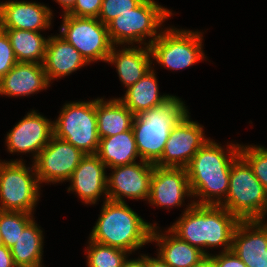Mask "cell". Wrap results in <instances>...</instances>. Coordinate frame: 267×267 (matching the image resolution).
Here are the masks:
<instances>
[{"label":"cell","mask_w":267,"mask_h":267,"mask_svg":"<svg viewBox=\"0 0 267 267\" xmlns=\"http://www.w3.org/2000/svg\"><path fill=\"white\" fill-rule=\"evenodd\" d=\"M240 144L229 143L226 149L210 139L193 156L186 167L189 186L197 205H219L229 190V176ZM226 151H225V150Z\"/></svg>","instance_id":"6da1fadb"},{"label":"cell","mask_w":267,"mask_h":267,"mask_svg":"<svg viewBox=\"0 0 267 267\" xmlns=\"http://www.w3.org/2000/svg\"><path fill=\"white\" fill-rule=\"evenodd\" d=\"M169 229L207 256V248L231 250L234 231L240 220L220 205H197L193 200ZM206 248V249H205Z\"/></svg>","instance_id":"7a4b0ae2"},{"label":"cell","mask_w":267,"mask_h":267,"mask_svg":"<svg viewBox=\"0 0 267 267\" xmlns=\"http://www.w3.org/2000/svg\"><path fill=\"white\" fill-rule=\"evenodd\" d=\"M89 240L132 254L147 243L157 223L144 221L126 202L104 200Z\"/></svg>","instance_id":"3957f363"},{"label":"cell","mask_w":267,"mask_h":267,"mask_svg":"<svg viewBox=\"0 0 267 267\" xmlns=\"http://www.w3.org/2000/svg\"><path fill=\"white\" fill-rule=\"evenodd\" d=\"M184 103L170 95L156 107L135 115L132 130L141 160L155 164L162 157L172 128L188 112Z\"/></svg>","instance_id":"277c9868"},{"label":"cell","mask_w":267,"mask_h":267,"mask_svg":"<svg viewBox=\"0 0 267 267\" xmlns=\"http://www.w3.org/2000/svg\"><path fill=\"white\" fill-rule=\"evenodd\" d=\"M173 14L154 0H143L134 9L118 15L107 24L109 39L116 47L134 46L135 43L149 46L163 31L160 30L162 24ZM145 38L149 41L146 42Z\"/></svg>","instance_id":"5b68a950"},{"label":"cell","mask_w":267,"mask_h":267,"mask_svg":"<svg viewBox=\"0 0 267 267\" xmlns=\"http://www.w3.org/2000/svg\"><path fill=\"white\" fill-rule=\"evenodd\" d=\"M229 190L219 204L240 221L263 220L267 215V193L252 167L239 155L229 176Z\"/></svg>","instance_id":"8992f818"},{"label":"cell","mask_w":267,"mask_h":267,"mask_svg":"<svg viewBox=\"0 0 267 267\" xmlns=\"http://www.w3.org/2000/svg\"><path fill=\"white\" fill-rule=\"evenodd\" d=\"M40 187L33 163L28 167L22 158L0 160V210L33 214Z\"/></svg>","instance_id":"52a82bcc"},{"label":"cell","mask_w":267,"mask_h":267,"mask_svg":"<svg viewBox=\"0 0 267 267\" xmlns=\"http://www.w3.org/2000/svg\"><path fill=\"white\" fill-rule=\"evenodd\" d=\"M54 136L67 141L85 155L96 154L100 138L97 130L96 99L68 102L53 121Z\"/></svg>","instance_id":"ba28073f"},{"label":"cell","mask_w":267,"mask_h":267,"mask_svg":"<svg viewBox=\"0 0 267 267\" xmlns=\"http://www.w3.org/2000/svg\"><path fill=\"white\" fill-rule=\"evenodd\" d=\"M164 29L149 45L152 59L160 66L176 71L206 59L202 32L175 27Z\"/></svg>","instance_id":"9c48e42d"},{"label":"cell","mask_w":267,"mask_h":267,"mask_svg":"<svg viewBox=\"0 0 267 267\" xmlns=\"http://www.w3.org/2000/svg\"><path fill=\"white\" fill-rule=\"evenodd\" d=\"M60 36L76 48L85 61L107 62L112 43L109 39L107 25L98 18L76 17L63 14Z\"/></svg>","instance_id":"30bf717a"},{"label":"cell","mask_w":267,"mask_h":267,"mask_svg":"<svg viewBox=\"0 0 267 267\" xmlns=\"http://www.w3.org/2000/svg\"><path fill=\"white\" fill-rule=\"evenodd\" d=\"M189 111L169 134L162 157L154 164L159 167L186 168L197 151L210 139L202 124L191 120Z\"/></svg>","instance_id":"8fae6325"},{"label":"cell","mask_w":267,"mask_h":267,"mask_svg":"<svg viewBox=\"0 0 267 267\" xmlns=\"http://www.w3.org/2000/svg\"><path fill=\"white\" fill-rule=\"evenodd\" d=\"M84 156L80 149L53 136L32 161L39 184L68 182Z\"/></svg>","instance_id":"7c38bea8"},{"label":"cell","mask_w":267,"mask_h":267,"mask_svg":"<svg viewBox=\"0 0 267 267\" xmlns=\"http://www.w3.org/2000/svg\"><path fill=\"white\" fill-rule=\"evenodd\" d=\"M110 169L112 173L107 176L108 200L126 202L125 197L148 200L154 164L139 160V162Z\"/></svg>","instance_id":"4fadbf2b"},{"label":"cell","mask_w":267,"mask_h":267,"mask_svg":"<svg viewBox=\"0 0 267 267\" xmlns=\"http://www.w3.org/2000/svg\"><path fill=\"white\" fill-rule=\"evenodd\" d=\"M53 136V121L32 109L9 130L5 145L11 154L32 153L34 161Z\"/></svg>","instance_id":"5bb4252c"},{"label":"cell","mask_w":267,"mask_h":267,"mask_svg":"<svg viewBox=\"0 0 267 267\" xmlns=\"http://www.w3.org/2000/svg\"><path fill=\"white\" fill-rule=\"evenodd\" d=\"M192 198L186 168L154 165L148 202L169 210L182 206L185 198Z\"/></svg>","instance_id":"9a60e30c"},{"label":"cell","mask_w":267,"mask_h":267,"mask_svg":"<svg viewBox=\"0 0 267 267\" xmlns=\"http://www.w3.org/2000/svg\"><path fill=\"white\" fill-rule=\"evenodd\" d=\"M106 168L96 154H86L69 180L68 192H75L87 205L97 204L101 195L108 200Z\"/></svg>","instance_id":"2e32d148"},{"label":"cell","mask_w":267,"mask_h":267,"mask_svg":"<svg viewBox=\"0 0 267 267\" xmlns=\"http://www.w3.org/2000/svg\"><path fill=\"white\" fill-rule=\"evenodd\" d=\"M231 250L246 267H267V226L262 220L240 221Z\"/></svg>","instance_id":"e0dca14e"},{"label":"cell","mask_w":267,"mask_h":267,"mask_svg":"<svg viewBox=\"0 0 267 267\" xmlns=\"http://www.w3.org/2000/svg\"><path fill=\"white\" fill-rule=\"evenodd\" d=\"M53 11L44 4L8 0L0 2L1 29H21L40 32L49 29Z\"/></svg>","instance_id":"ac0fdd59"},{"label":"cell","mask_w":267,"mask_h":267,"mask_svg":"<svg viewBox=\"0 0 267 267\" xmlns=\"http://www.w3.org/2000/svg\"><path fill=\"white\" fill-rule=\"evenodd\" d=\"M50 87L43 64L17 62L0 79V96L19 97L36 94Z\"/></svg>","instance_id":"d6986e66"},{"label":"cell","mask_w":267,"mask_h":267,"mask_svg":"<svg viewBox=\"0 0 267 267\" xmlns=\"http://www.w3.org/2000/svg\"><path fill=\"white\" fill-rule=\"evenodd\" d=\"M122 47L118 49L112 46L107 63L115 65L120 82L128 89L152 69L153 60L149 46Z\"/></svg>","instance_id":"ffe728a7"},{"label":"cell","mask_w":267,"mask_h":267,"mask_svg":"<svg viewBox=\"0 0 267 267\" xmlns=\"http://www.w3.org/2000/svg\"><path fill=\"white\" fill-rule=\"evenodd\" d=\"M158 228V229H157ZM156 225L152 229L151 243L159 246L158 255L169 267H194L208 256L199 248L180 239L169 228L162 232Z\"/></svg>","instance_id":"44dd1931"},{"label":"cell","mask_w":267,"mask_h":267,"mask_svg":"<svg viewBox=\"0 0 267 267\" xmlns=\"http://www.w3.org/2000/svg\"><path fill=\"white\" fill-rule=\"evenodd\" d=\"M50 36L42 63L50 83L53 79L68 76L88 64L80 52L63 37Z\"/></svg>","instance_id":"7402d4cb"},{"label":"cell","mask_w":267,"mask_h":267,"mask_svg":"<svg viewBox=\"0 0 267 267\" xmlns=\"http://www.w3.org/2000/svg\"><path fill=\"white\" fill-rule=\"evenodd\" d=\"M97 130L99 138L117 135L132 129L135 115L118 98L96 99Z\"/></svg>","instance_id":"603a6c76"},{"label":"cell","mask_w":267,"mask_h":267,"mask_svg":"<svg viewBox=\"0 0 267 267\" xmlns=\"http://www.w3.org/2000/svg\"><path fill=\"white\" fill-rule=\"evenodd\" d=\"M96 155L107 168L135 163L138 157L141 160L132 129L100 138Z\"/></svg>","instance_id":"cb8c5ba5"},{"label":"cell","mask_w":267,"mask_h":267,"mask_svg":"<svg viewBox=\"0 0 267 267\" xmlns=\"http://www.w3.org/2000/svg\"><path fill=\"white\" fill-rule=\"evenodd\" d=\"M155 73L152 66L151 70L126 90L124 97L118 98L134 115L156 107L170 96L169 94L160 95Z\"/></svg>","instance_id":"d4e9b609"},{"label":"cell","mask_w":267,"mask_h":267,"mask_svg":"<svg viewBox=\"0 0 267 267\" xmlns=\"http://www.w3.org/2000/svg\"><path fill=\"white\" fill-rule=\"evenodd\" d=\"M38 225L34 218L10 248L16 267H43L44 235Z\"/></svg>","instance_id":"484cf974"},{"label":"cell","mask_w":267,"mask_h":267,"mask_svg":"<svg viewBox=\"0 0 267 267\" xmlns=\"http://www.w3.org/2000/svg\"><path fill=\"white\" fill-rule=\"evenodd\" d=\"M10 40L18 62L40 63L45 58L47 39L40 32L21 29H1Z\"/></svg>","instance_id":"4316f807"},{"label":"cell","mask_w":267,"mask_h":267,"mask_svg":"<svg viewBox=\"0 0 267 267\" xmlns=\"http://www.w3.org/2000/svg\"><path fill=\"white\" fill-rule=\"evenodd\" d=\"M85 251L87 267H121L130 254L125 250L100 244L92 240H88Z\"/></svg>","instance_id":"83f0119b"},{"label":"cell","mask_w":267,"mask_h":267,"mask_svg":"<svg viewBox=\"0 0 267 267\" xmlns=\"http://www.w3.org/2000/svg\"><path fill=\"white\" fill-rule=\"evenodd\" d=\"M33 216L26 212L0 210V235L3 245L11 248L23 229L34 219Z\"/></svg>","instance_id":"f1b7e54d"},{"label":"cell","mask_w":267,"mask_h":267,"mask_svg":"<svg viewBox=\"0 0 267 267\" xmlns=\"http://www.w3.org/2000/svg\"><path fill=\"white\" fill-rule=\"evenodd\" d=\"M239 152L252 167L255 177L260 181L267 193V148L261 145L240 144Z\"/></svg>","instance_id":"f546056e"},{"label":"cell","mask_w":267,"mask_h":267,"mask_svg":"<svg viewBox=\"0 0 267 267\" xmlns=\"http://www.w3.org/2000/svg\"><path fill=\"white\" fill-rule=\"evenodd\" d=\"M143 0H103L98 19L105 25L120 14L129 12Z\"/></svg>","instance_id":"4dcf8cb0"},{"label":"cell","mask_w":267,"mask_h":267,"mask_svg":"<svg viewBox=\"0 0 267 267\" xmlns=\"http://www.w3.org/2000/svg\"><path fill=\"white\" fill-rule=\"evenodd\" d=\"M10 40L3 30H0V79L17 63Z\"/></svg>","instance_id":"1f68e13d"},{"label":"cell","mask_w":267,"mask_h":267,"mask_svg":"<svg viewBox=\"0 0 267 267\" xmlns=\"http://www.w3.org/2000/svg\"><path fill=\"white\" fill-rule=\"evenodd\" d=\"M103 0H76L74 7L67 13L76 17L98 18Z\"/></svg>","instance_id":"d6a6232c"},{"label":"cell","mask_w":267,"mask_h":267,"mask_svg":"<svg viewBox=\"0 0 267 267\" xmlns=\"http://www.w3.org/2000/svg\"><path fill=\"white\" fill-rule=\"evenodd\" d=\"M214 267H246L245 263L232 251H222L219 254H209Z\"/></svg>","instance_id":"836d02e7"},{"label":"cell","mask_w":267,"mask_h":267,"mask_svg":"<svg viewBox=\"0 0 267 267\" xmlns=\"http://www.w3.org/2000/svg\"><path fill=\"white\" fill-rule=\"evenodd\" d=\"M0 267H16L11 254V249L0 245Z\"/></svg>","instance_id":"e575fe53"},{"label":"cell","mask_w":267,"mask_h":267,"mask_svg":"<svg viewBox=\"0 0 267 267\" xmlns=\"http://www.w3.org/2000/svg\"><path fill=\"white\" fill-rule=\"evenodd\" d=\"M121 267H146V254H141L140 258L127 259L123 262Z\"/></svg>","instance_id":"d590c367"},{"label":"cell","mask_w":267,"mask_h":267,"mask_svg":"<svg viewBox=\"0 0 267 267\" xmlns=\"http://www.w3.org/2000/svg\"><path fill=\"white\" fill-rule=\"evenodd\" d=\"M146 267H169L158 255L152 258L146 255Z\"/></svg>","instance_id":"8d00e7d4"},{"label":"cell","mask_w":267,"mask_h":267,"mask_svg":"<svg viewBox=\"0 0 267 267\" xmlns=\"http://www.w3.org/2000/svg\"><path fill=\"white\" fill-rule=\"evenodd\" d=\"M62 7L63 14H67L73 7L76 0H54Z\"/></svg>","instance_id":"74e56055"},{"label":"cell","mask_w":267,"mask_h":267,"mask_svg":"<svg viewBox=\"0 0 267 267\" xmlns=\"http://www.w3.org/2000/svg\"><path fill=\"white\" fill-rule=\"evenodd\" d=\"M194 267H214L209 257L202 261L199 265Z\"/></svg>","instance_id":"f35d334b"},{"label":"cell","mask_w":267,"mask_h":267,"mask_svg":"<svg viewBox=\"0 0 267 267\" xmlns=\"http://www.w3.org/2000/svg\"><path fill=\"white\" fill-rule=\"evenodd\" d=\"M262 221H263V223L267 226V221L265 222V219H263Z\"/></svg>","instance_id":"ab89813d"},{"label":"cell","mask_w":267,"mask_h":267,"mask_svg":"<svg viewBox=\"0 0 267 267\" xmlns=\"http://www.w3.org/2000/svg\"><path fill=\"white\" fill-rule=\"evenodd\" d=\"M3 243H2V239H1V235H0V245H2Z\"/></svg>","instance_id":"60d3db41"}]
</instances>
